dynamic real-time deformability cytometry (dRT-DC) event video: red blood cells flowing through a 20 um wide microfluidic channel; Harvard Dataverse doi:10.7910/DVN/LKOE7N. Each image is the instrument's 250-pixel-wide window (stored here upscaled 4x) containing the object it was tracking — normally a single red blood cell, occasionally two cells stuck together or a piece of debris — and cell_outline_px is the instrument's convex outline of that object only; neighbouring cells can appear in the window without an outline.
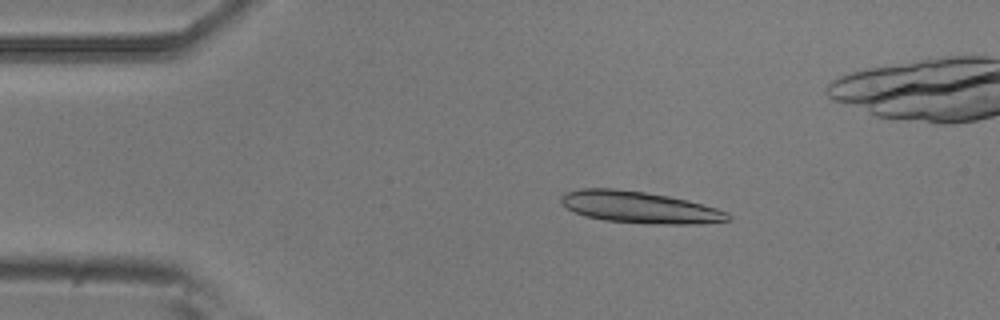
{"species": "common noctule bat (a hibernating species)", "species_latin": "Nyctalus noctula", "temperature_condition": "room temperature", "stored_images_in_passage": 54, "camera_frame_rate_fps": 3000, "um_per_image_px": 0.085, "animal": {"sex": "male", "body_mass_g": 20.5, "forearm_length_mm": 52.5}, "frame": {"image": 1, "passage_image": 9, "time_ms": 2.667, "image_size_px": [1000, 320], "cell_outline_px": [[732, 216], [728, 220], [700, 224], [668, 224], [604, 220], [584, 216], [560, 204], [560, 196], [564, 192], [580, 188], [616, 188], [644, 192], [668, 196], [688, 200], [716, 208], [728, 212]], "centroid_in_image_um": [54.33, 17.6], "position_along_channel_um": 30.7, "area_um2": 30.75}, "authors_computed_cell_mechanics": {"area_um2": 28.3509, "velocity_mm_per_s": 3.7052, "shape_relaxation_time_tau1_ms": 4.4616, "shape_relaxation_time_tau2_ms": 9.572, "deformation_change_tau1": 0.1976, "deformation_change_tau2": 0.1909}}